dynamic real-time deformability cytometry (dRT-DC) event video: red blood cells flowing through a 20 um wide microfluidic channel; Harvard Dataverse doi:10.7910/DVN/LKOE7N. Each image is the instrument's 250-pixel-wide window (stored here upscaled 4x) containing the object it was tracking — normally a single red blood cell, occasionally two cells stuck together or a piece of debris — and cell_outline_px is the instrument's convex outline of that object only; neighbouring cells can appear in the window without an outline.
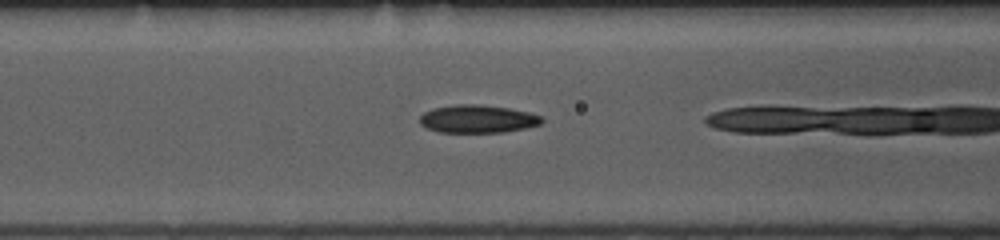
{"species": "common noctule bat (a hibernating species)", "species_latin": "Nyctalus noctula", "temperature_condition": "room temperature", "stored_images_in_passage": 15, "camera_frame_rate_fps": 3000, "um_per_image_px": 0.085, "animal": {"sex": "female", "body_mass_g": 10.0, "forearm_length_mm": 53.1}, "frame": {"image": 1, "passage_image": 5, "time_ms": 1.333, "image_size_px": [1000, 240], "cell_outline_px": [[544, 120], [540, 124], [524, 128], [504, 132], [440, 132], [428, 128], [420, 124], [420, 116], [424, 112], [432, 108], [456, 104], [476, 104], [508, 108], [528, 112], [540, 116]], "centroid_in_image_um": [40.57, 10.1], "position_along_channel_um": 126.0, "area_um2": 19.71}}
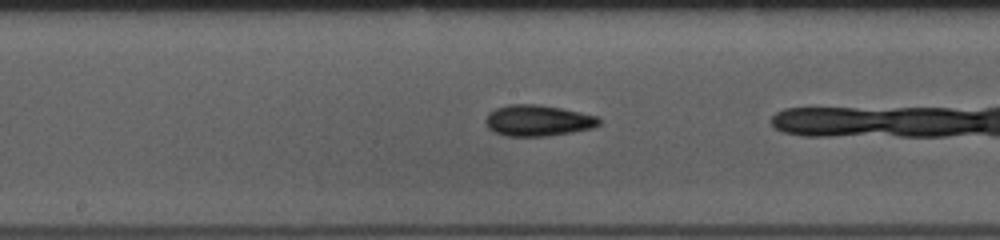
{"frame": {"image": 2, "passage_image": 11, "time_ms": 3.333, "image_size_px": [1000, 240], "cell_outline_px": [[600, 124], [592, 128], [572, 132], [548, 136], [504, 136], [492, 132], [484, 124], [484, 120], [488, 112], [496, 108], [508, 104], [536, 104], [560, 108], [600, 116]], "centroid_in_image_um": [45.68, 10.25], "position_along_channel_um": 202.5, "area_um2": 20.87}}